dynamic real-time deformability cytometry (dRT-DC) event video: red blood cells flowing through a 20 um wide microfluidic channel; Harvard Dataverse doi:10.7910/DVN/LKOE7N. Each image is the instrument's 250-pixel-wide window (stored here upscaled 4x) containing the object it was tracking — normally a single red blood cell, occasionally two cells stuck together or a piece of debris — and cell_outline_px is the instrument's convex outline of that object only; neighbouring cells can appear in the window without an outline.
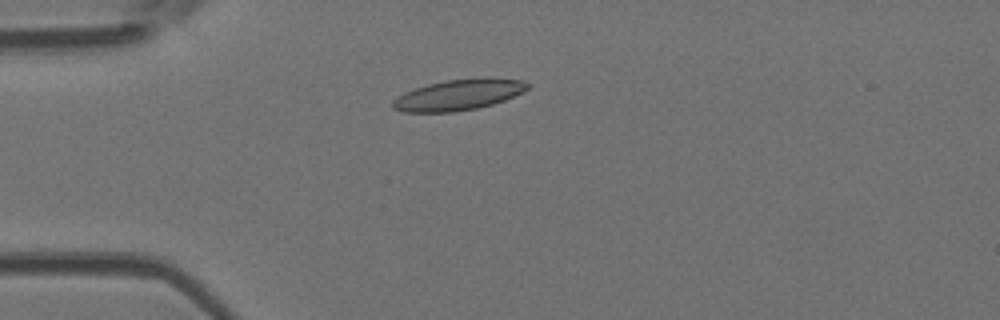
{"species": "Egyptian fruit bat (a non-hibernating species)", "species_latin": "Rousettus aegyptiacus", "temperature_condition": "room temperature", "stored_images_in_passage": 4, "camera_frame_rate_fps": 3000, "um_per_image_px": 0.085, "animal": {"sex": "female"}, "frame": {"image": 1, "passage_image": 4, "time_ms": 1.0, "image_size_px": [1000, 320], "cell_outline_px": [[528, 88], [504, 100], [492, 104], [476, 108], [452, 112], [404, 112], [392, 108], [392, 100], [416, 88], [428, 84], [448, 80], [484, 76], [492, 76], [520, 80], [528, 84]], "centroid_in_image_um": [38.99, 8.04], "position_along_channel_um": 46.0, "area_um2": 24.04}}